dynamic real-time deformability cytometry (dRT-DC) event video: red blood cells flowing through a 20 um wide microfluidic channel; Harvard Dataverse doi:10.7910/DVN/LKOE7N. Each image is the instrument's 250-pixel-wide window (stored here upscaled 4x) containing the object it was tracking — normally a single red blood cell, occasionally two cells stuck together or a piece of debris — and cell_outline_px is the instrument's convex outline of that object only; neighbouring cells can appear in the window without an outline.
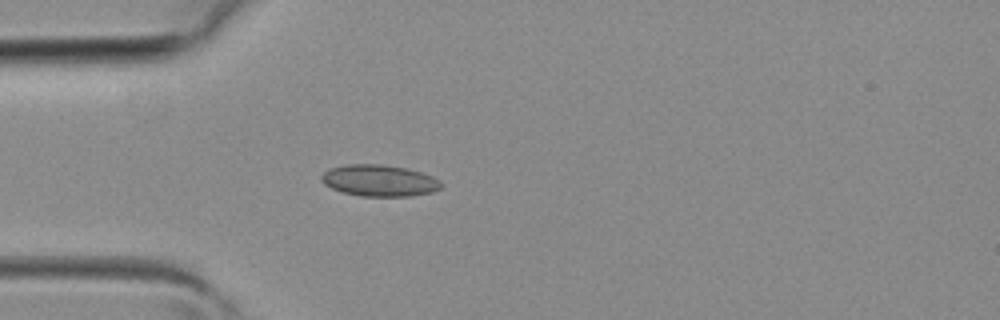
{"species": "common noctule bat (a hibernating species)", "species_latin": "Nyctalus noctula", "temperature_condition": "room temperature", "stored_images_in_passage": 3, "camera_frame_rate_fps": 3000, "um_per_image_px": 0.085, "animal": {"sex": "female", "body_mass_g": 19.3, "forearm_length_mm": 54.1}, "frame": {"image": 1, "passage_image": 3, "time_ms": 0.667, "image_size_px": [1000, 320], "cell_outline_px": [[444, 184], [440, 188], [432, 192], [412, 196], [360, 196], [344, 192], [332, 188], [324, 184], [320, 180], [320, 176], [328, 168], [348, 164], [380, 164], [408, 168], [432, 176], [440, 180]], "centroid_in_image_um": [32.24, 15.34], "position_along_channel_um": 52.8, "area_um2": 22.14}}